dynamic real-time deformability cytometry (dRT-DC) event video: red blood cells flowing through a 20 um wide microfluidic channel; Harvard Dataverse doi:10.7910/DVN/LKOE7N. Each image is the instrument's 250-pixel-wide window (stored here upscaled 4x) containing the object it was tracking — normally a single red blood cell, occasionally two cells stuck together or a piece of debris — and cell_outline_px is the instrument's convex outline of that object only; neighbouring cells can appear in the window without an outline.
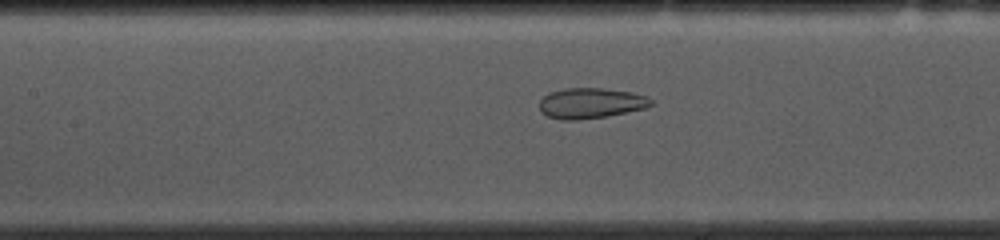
{"species": "common noctule bat (a hibernating species)", "species_latin": "Nyctalus noctula", "temperature_condition": "cold", "stored_images_in_passage": 53, "camera_frame_rate_fps": 3000, "um_per_image_px": 0.085, "animal": {"sex": "female", "body_mass_g": 10.0, "forearm_length_mm": 53.1}, "frame": {"image": 1, "passage_image": 22, "time_ms": 7.0, "image_size_px": [1000, 240], "cell_outline_px": [[652, 104], [644, 108], [608, 116], [576, 120], [564, 120], [548, 116], [540, 112], [540, 100], [548, 92], [564, 88], [604, 88], [632, 92], [648, 96], [652, 100]], "centroid_in_image_um": [50.2, 8.76], "position_along_channel_um": 157.2, "area_um2": 19.88}}
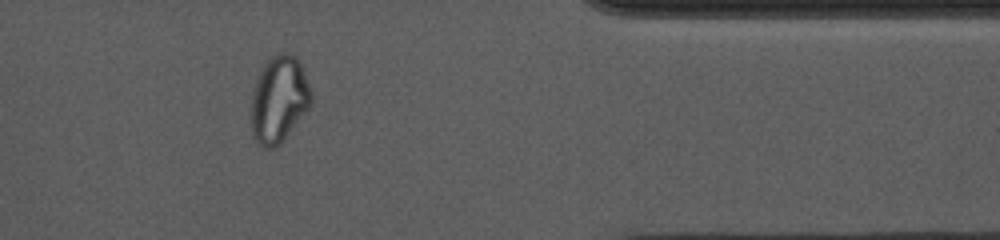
{"frame": {"image": 2, "passage_image": 43, "time_ms": 14.0, "image_size_px": [1000, 240], "cell_outline_px": [[312, 100], [308, 108], [280, 144], [272, 148], [264, 148], [256, 144], [252, 136], [252, 88], [264, 64], [272, 56], [280, 52], [288, 52], [296, 56], [300, 60], [312, 92]], "centroid_in_image_um": [23.71, 8.43], "position_along_channel_um": 387.7, "area_um2": 30.4}}
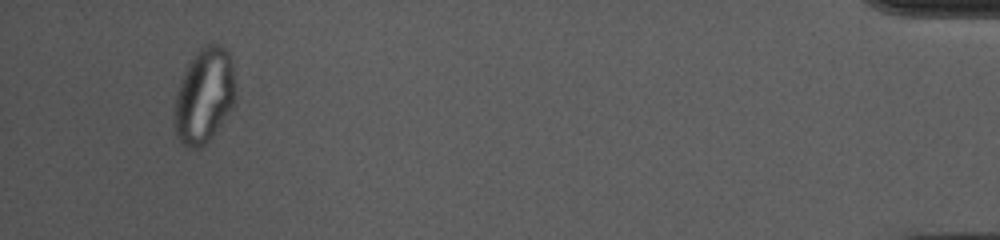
{"frame": {"image": 3, "passage_image": 50, "time_ms": 16.333, "image_size_px": [1000, 240], "cell_outline_px": [[236, 100], [212, 136], [200, 148], [188, 148], [176, 136], [176, 96], [184, 72], [196, 52], [200, 48], [208, 44], [216, 44], [224, 48], [228, 52], [232, 64], [236, 84]], "centroid_in_image_um": [17.4, 8.12], "position_along_channel_um": 417.8, "area_um2": 33.12}, "authors_computed_cell_mechanics": {"area_um2": 27.2816, "velocity_mm_per_s": 3.6346, "shape_relaxation_time_tau1_ms": null, "shape_relaxation_time_tau2_ms": 1.3981, "deformation_change_tau1": null, "deformation_change_tau2": 0.0643}}